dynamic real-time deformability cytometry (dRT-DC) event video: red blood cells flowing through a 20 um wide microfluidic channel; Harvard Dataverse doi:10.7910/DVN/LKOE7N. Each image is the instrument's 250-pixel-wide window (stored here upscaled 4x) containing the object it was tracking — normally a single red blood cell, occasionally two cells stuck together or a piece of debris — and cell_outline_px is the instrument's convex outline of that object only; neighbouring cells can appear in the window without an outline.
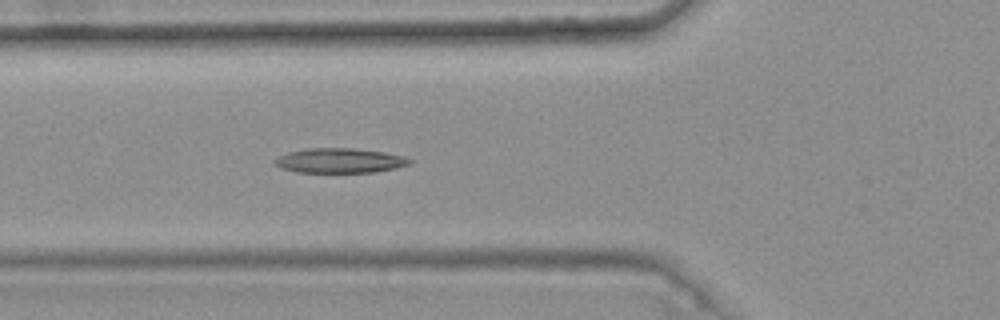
{"species": "common noctule bat (a hibernating species)", "species_latin": "Nyctalus noctula", "temperature_condition": "warm", "stored_images_in_passage": 4, "camera_frame_rate_fps": 3000, "um_per_image_px": 0.085, "animal": {"sex": "female", "body_mass_g": 25.1}, "frame": {"image": 1, "passage_image": 4, "time_ms": 1.0, "image_size_px": [1000, 320], "cell_outline_px": [[412, 164], [396, 168], [372, 172], [296, 172], [280, 168], [272, 164], [272, 160], [288, 152], [308, 148], [352, 148], [384, 152], [404, 156], [412, 160]], "centroid_in_image_um": [28.85, 13.65], "position_along_channel_um": 96.9, "area_um2": 19.54}}